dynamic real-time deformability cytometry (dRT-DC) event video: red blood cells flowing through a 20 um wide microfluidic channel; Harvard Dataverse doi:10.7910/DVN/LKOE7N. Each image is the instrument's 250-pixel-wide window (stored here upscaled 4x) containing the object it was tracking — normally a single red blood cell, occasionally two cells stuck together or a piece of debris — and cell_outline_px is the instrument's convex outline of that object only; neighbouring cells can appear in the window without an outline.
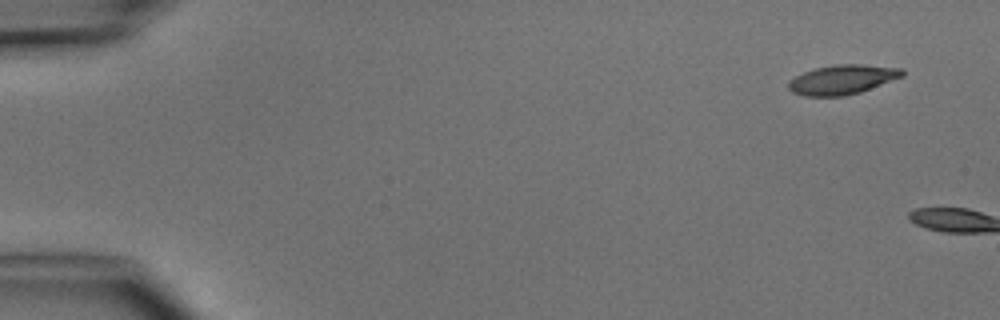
{"species": "common noctule bat (a hibernating species)", "species_latin": "Nyctalus noctula", "temperature_condition": "cold", "stored_images_in_passage": 2, "camera_frame_rate_fps": 3000, "um_per_image_px": 0.085, "animal": {"sex": "male", "body_mass_g": 15.6}, "frame": {"image": 1, "passage_image": 1, "time_ms": 0.0, "image_size_px": [1000, 320], "cell_outline_px": [[904, 76], [860, 92], [844, 96], [804, 96], [792, 92], [788, 88], [788, 80], [804, 72], [816, 68], [836, 64], [864, 64], [904, 68]], "centroid_in_image_um": [71.61, 6.76], "position_along_channel_um": 13.4, "area_um2": 19.65}}